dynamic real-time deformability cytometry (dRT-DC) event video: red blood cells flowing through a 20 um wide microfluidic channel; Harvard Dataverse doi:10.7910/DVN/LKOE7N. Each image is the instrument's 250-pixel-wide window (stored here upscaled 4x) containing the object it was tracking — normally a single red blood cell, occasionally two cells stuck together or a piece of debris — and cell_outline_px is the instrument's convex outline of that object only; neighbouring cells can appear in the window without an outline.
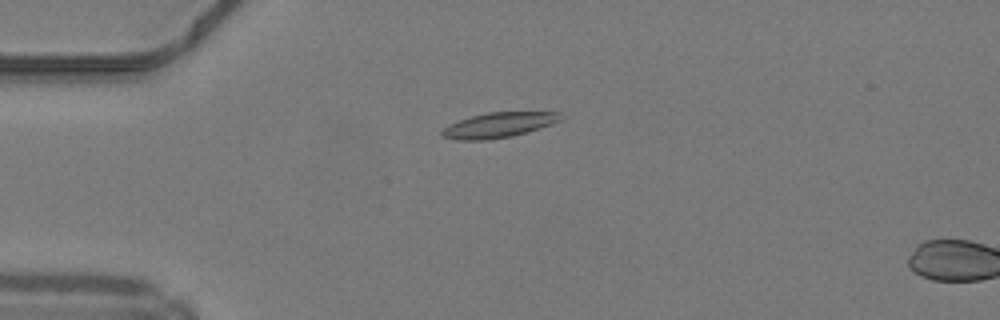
{"species": "common noctule bat (a hibernating species)", "species_latin": "Nyctalus noctula", "temperature_condition": "warm", "stored_images_in_passage": 13, "camera_frame_rate_fps": 3000, "um_per_image_px": 0.085, "animal": {"sex": "male", "body_mass_g": 19.2, "forearm_length_mm": 51.8}, "frame": {"image": 1, "passage_image": 11, "time_ms": 3.333, "image_size_px": [1000, 320], "cell_outline_px": [[560, 120], [552, 124], [528, 132], [512, 136], [488, 140], [456, 140], [440, 136], [440, 132], [448, 124], [472, 116], [488, 112], [560, 112]], "centroid_in_image_um": [42.34, 10.64], "position_along_channel_um": 42.7, "area_um2": 17.34}}